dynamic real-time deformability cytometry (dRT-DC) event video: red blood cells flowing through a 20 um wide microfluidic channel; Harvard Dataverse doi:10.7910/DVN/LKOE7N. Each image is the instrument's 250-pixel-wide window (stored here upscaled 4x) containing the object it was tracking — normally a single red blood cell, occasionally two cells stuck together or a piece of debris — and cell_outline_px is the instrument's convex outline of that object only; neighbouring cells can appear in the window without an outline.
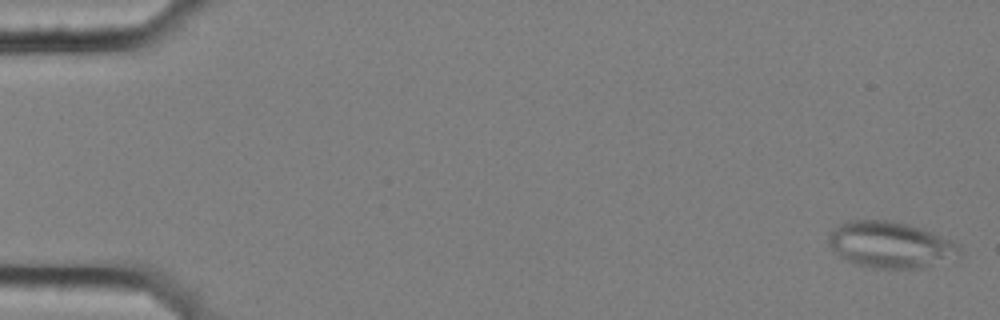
{"species": "common noctule bat (a hibernating species)", "species_latin": "Nyctalus noctula", "temperature_condition": "cold", "stored_images_in_passage": 58, "segment_of_instrument_passage": [1, 2], "camera_frame_rate_fps": 3000, "um_per_image_px": 0.085, "animal": {"sex": "female", "body_mass_g": 25.1}, "frame": {"image": 1, "passage_image": 2, "time_ms": 0.333, "image_size_px": [1000, 320], "cell_outline_px": [[960, 256], [924, 268], [872, 268], [856, 264], [840, 256], [828, 244], [828, 236], [840, 224], [848, 220], [892, 220], [908, 224], [932, 232], [952, 240], [960, 248]], "centroid_in_image_um": [75.7, 20.8], "position_along_channel_um": 9.3, "area_um2": 35.2}}